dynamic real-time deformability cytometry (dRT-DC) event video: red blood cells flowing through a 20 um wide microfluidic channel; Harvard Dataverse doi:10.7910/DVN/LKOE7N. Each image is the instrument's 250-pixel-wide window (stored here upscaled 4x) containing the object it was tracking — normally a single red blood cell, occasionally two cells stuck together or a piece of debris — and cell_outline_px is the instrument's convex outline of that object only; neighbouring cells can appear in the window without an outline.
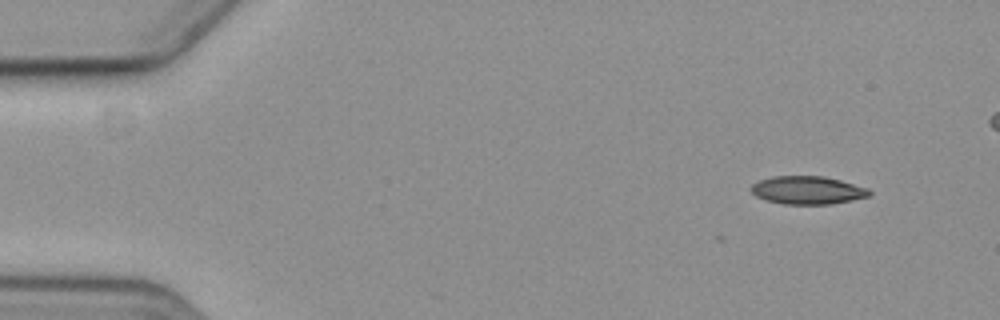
{"species": "common noctule bat (a hibernating species)", "species_latin": "Nyctalus noctula", "temperature_condition": "cold", "stored_images_in_passage": 5, "segment_of_instrument_passage": [2, 2], "camera_frame_rate_fps": 3000, "um_per_image_px": 0.085, "animal": {"sex": "female", "body_mass_g": 19.3, "forearm_length_mm": 54.1}, "frame": {"image": 1, "passage_image": 5, "time_ms": 6.0, "image_size_px": [1000, 320], "cell_outline_px": [[872, 192], [868, 196], [852, 200], [832, 204], [784, 204], [768, 200], [756, 196], [752, 192], [752, 184], [760, 180], [772, 176], [824, 176], [840, 180], [868, 188]], "centroid_in_image_um": [68.66, 16.16], "position_along_channel_um": 16.3, "area_um2": 19.19}}